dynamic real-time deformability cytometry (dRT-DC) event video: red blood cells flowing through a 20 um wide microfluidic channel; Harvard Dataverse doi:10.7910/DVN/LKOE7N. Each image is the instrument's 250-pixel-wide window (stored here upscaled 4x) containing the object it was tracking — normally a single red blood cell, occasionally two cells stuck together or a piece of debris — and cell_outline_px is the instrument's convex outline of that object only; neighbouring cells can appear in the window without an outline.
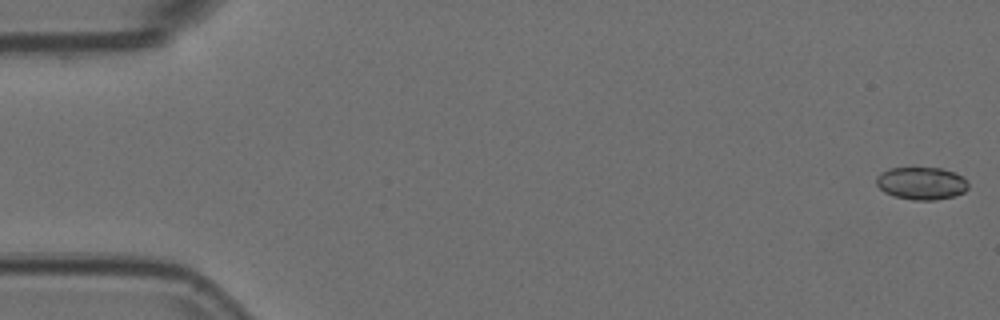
{"species": "Egyptian fruit bat (a non-hibernating species)", "species_latin": "Rousettus aegyptiacus", "temperature_condition": "room temperature", "stored_images_in_passage": 54, "camera_frame_rate_fps": 3000, "um_per_image_px": 0.085, "animal": {"sex": "female"}, "frame": {"image": 1, "passage_image": 1, "time_ms": 0.0, "image_size_px": [1000, 320], "cell_outline_px": [[968, 188], [964, 192], [956, 196], [936, 200], [912, 200], [896, 196], [884, 192], [876, 184], [876, 176], [880, 172], [888, 168], [940, 168], [952, 172], [960, 176], [968, 184]], "centroid_in_image_um": [78.29, 15.59], "position_along_channel_um": 6.7, "area_um2": 17.4}}
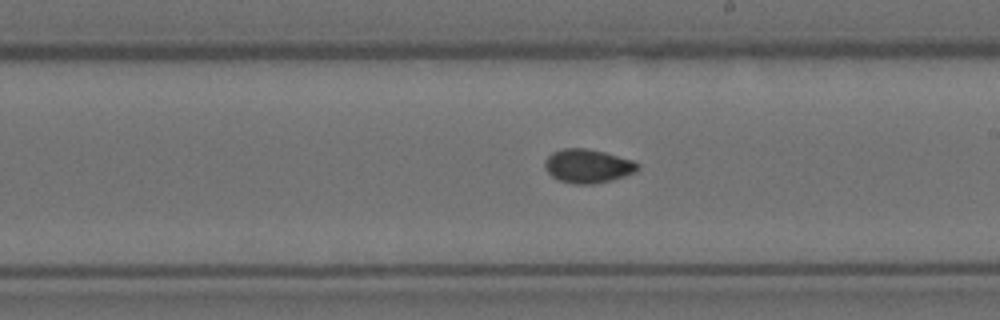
{"frame": {"image": 2, "passage_image": 31, "time_ms": 10.0, "image_size_px": [1000, 320], "cell_outline_px": [[640, 168], [636, 172], [612, 180], [592, 184], [572, 184], [556, 180], [544, 168], [544, 160], [552, 152], [564, 148], [584, 148], [604, 152], [632, 160], [640, 164]], "centroid_in_image_um": [49.94, 14.12], "position_along_channel_um": 239.1, "area_um2": 18.44}}
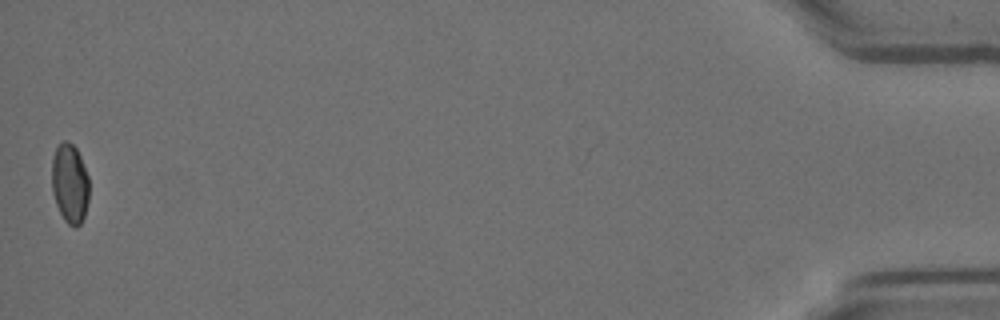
{"frame": {"image": 3, "passage_image": 54, "time_ms": 17.667, "image_size_px": [1000, 320], "cell_outline_px": [[88, 200], [84, 216], [80, 224], [76, 228], [68, 224], [64, 220], [56, 204], [52, 192], [52, 156], [56, 148], [64, 140], [72, 144], [76, 148], [80, 156], [88, 176]], "centroid_in_image_um": [5.92, 15.6], "position_along_channel_um": 429.3, "area_um2": 17.22}, "authors_computed_cell_mechanics": {"area_um2": 17.7735, "velocity_mm_per_s": 3.7609, "shape_relaxation_time_tau1_ms": null, "shape_relaxation_time_tau2_ms": 1.1616, "deformation_change_tau1": null, "deformation_change_tau2": 0.0433}}